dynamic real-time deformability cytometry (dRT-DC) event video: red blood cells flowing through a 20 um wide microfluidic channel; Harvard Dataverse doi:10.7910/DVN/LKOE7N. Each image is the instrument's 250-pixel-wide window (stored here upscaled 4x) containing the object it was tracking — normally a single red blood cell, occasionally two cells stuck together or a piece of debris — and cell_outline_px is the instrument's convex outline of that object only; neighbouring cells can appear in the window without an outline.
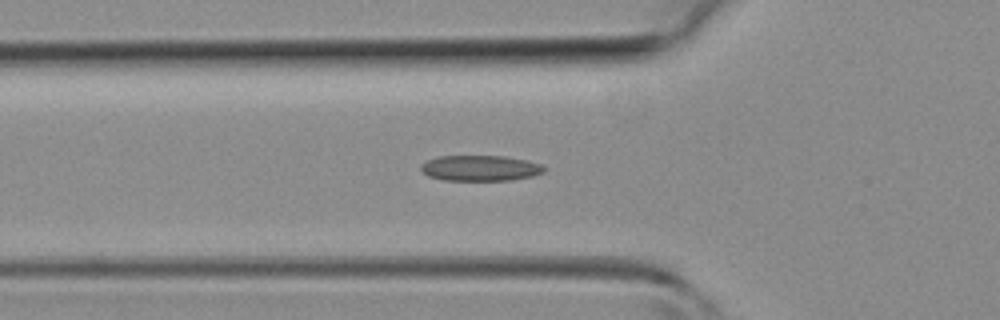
{"species": "common noctule bat (a hibernating species)", "species_latin": "Nyctalus noctula", "temperature_condition": "room temperature", "stored_images_in_passage": 33, "camera_frame_rate_fps": 3000, "um_per_image_px": 0.085, "animal": {"sex": "female", "body_mass_g": 19.3, "forearm_length_mm": 54.1}, "frame": {"image": 1, "passage_image": 9, "time_ms": 2.667, "image_size_px": [1000, 320], "cell_outline_px": [[544, 172], [532, 176], [512, 180], [444, 180], [428, 176], [420, 168], [420, 164], [436, 156], [504, 156], [524, 160], [540, 164], [544, 168]], "centroid_in_image_um": [40.78, 14.29], "position_along_channel_um": 85.0, "area_um2": 18.26}}
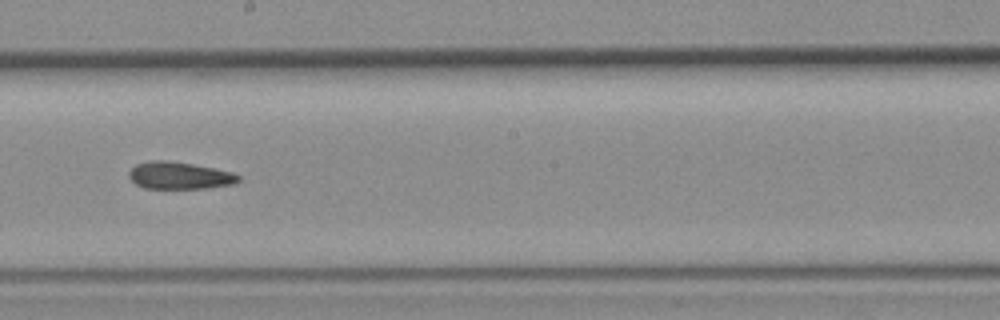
{"frame": {"image": 2, "passage_image": 18, "time_ms": 5.667, "image_size_px": [1000, 320], "cell_outline_px": [[240, 180], [236, 184], [204, 188], [144, 188], [136, 184], [128, 176], [128, 172], [136, 164], [152, 160], [168, 160], [192, 164], [232, 172], [240, 176]], "centroid_in_image_um": [15.25, 14.92], "position_along_channel_um": 233.0, "area_um2": 17.28}}
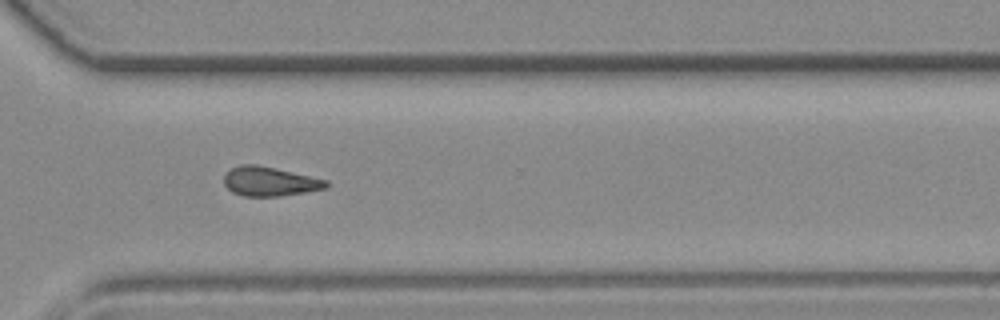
{"frame": {"image": 3, "passage_image": 25, "time_ms": 8.0, "image_size_px": [1000, 320], "cell_outline_px": [[328, 188], [280, 196], [244, 196], [232, 192], [224, 184], [224, 176], [232, 168], [240, 164], [256, 164], [276, 168], [328, 180]], "centroid_in_image_um": [22.93, 15.42], "position_along_channel_um": 347.7, "area_um2": 17.4}}